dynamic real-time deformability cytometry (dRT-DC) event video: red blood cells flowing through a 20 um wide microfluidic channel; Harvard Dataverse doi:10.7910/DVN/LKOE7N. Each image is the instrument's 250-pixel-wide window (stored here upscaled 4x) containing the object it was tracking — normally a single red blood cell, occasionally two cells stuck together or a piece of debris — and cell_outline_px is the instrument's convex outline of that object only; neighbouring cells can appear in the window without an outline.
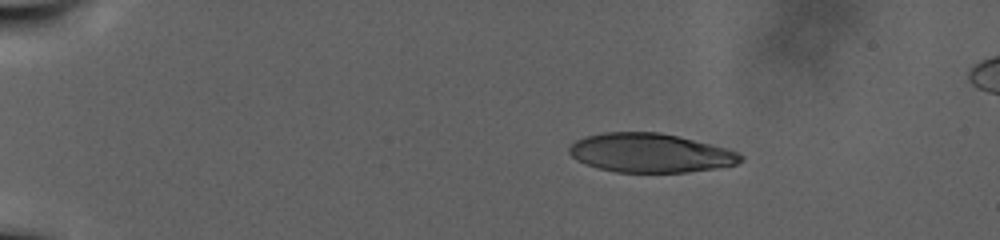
{"species": "human", "species_latin": "Homo sapiens", "temperature_condition": "warm", "stored_images_in_passage": 80, "segment_of_instrument_passage": [1, 2], "camera_frame_rate_fps": 3000, "um_per_image_px": 0.085, "donor": {"sex": "male"}, "frame": {"image": 1, "passage_image": 1, "time_ms": 0.0, "image_size_px": [1000, 240], "cell_outline_px": [[736, 160], [732, 164], [676, 172], [628, 172], [608, 168], [584, 140], [596, 136], [624, 132], [648, 132], [672, 136], [688, 140], [736, 156]], "centroid_in_image_um": [55.68, 13.0], "position_along_channel_um": 29.3, "area_um2": 31.1}}
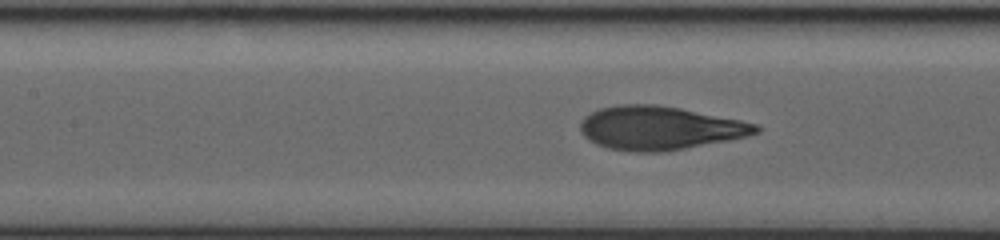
{"frame": {"image": 2, "passage_image": 34, "time_ms": 11.0, "image_size_px": [1000, 240], "cell_outline_px": [[756, 128], [752, 132], [732, 136], [688, 144], [664, 148], [628, 148], [612, 144], [600, 140], [592, 136], [584, 128], [584, 124], [592, 116], [600, 112], [616, 108], [664, 108], [728, 120], [748, 124]], "centroid_in_image_um": [56.05, 10.86], "position_along_channel_um": 151.3, "area_um2": 34.91}}
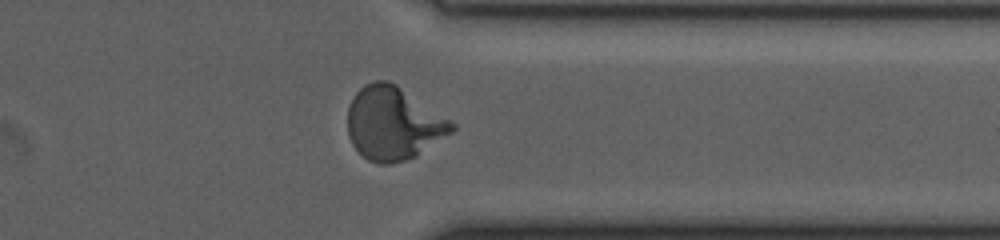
{"frame": {"image": 3, "passage_image": 68, "time_ms": 22.333, "image_size_px": [1000, 240], "cell_outline_px": [[452, 128], [412, 156], [396, 160], [376, 160], [368, 156], [356, 144], [352, 136], [348, 124], [348, 116], [352, 104], [356, 96], [368, 84], [392, 84], [448, 124]], "centroid_in_image_um": [33.32, 10.49], "position_along_channel_um": 378.1, "area_um2": 38.21}}